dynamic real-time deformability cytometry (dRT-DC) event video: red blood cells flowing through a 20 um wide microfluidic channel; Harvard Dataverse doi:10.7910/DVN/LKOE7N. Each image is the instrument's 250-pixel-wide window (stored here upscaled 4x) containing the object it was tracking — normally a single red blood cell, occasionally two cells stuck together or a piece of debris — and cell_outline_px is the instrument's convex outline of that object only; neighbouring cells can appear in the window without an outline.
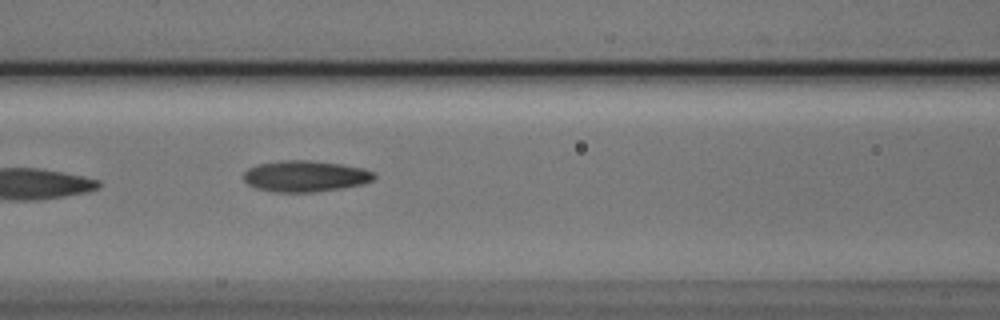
{"species": "Egyptian fruit bat (a non-hibernating species)", "species_latin": "Rousettus aegyptiacus", "temperature_condition": "cold", "stored_images_in_passage": 4, "camera_frame_rate_fps": 3000, "um_per_image_px": 0.085, "animal": {"sex": "male"}, "frame": {"image": 1, "passage_image": 3, "time_ms": 0.667, "image_size_px": [1000, 320], "cell_outline_px": [[376, 176], [372, 180], [364, 184], [340, 188], [312, 192], [272, 192], [256, 188], [248, 184], [244, 180], [244, 172], [248, 168], [260, 164], [288, 160], [308, 160], [340, 164], [364, 168], [376, 172]], "centroid_in_image_um": [25.97, 14.98], "position_along_channel_um": 140.6, "area_um2": 23.64}}